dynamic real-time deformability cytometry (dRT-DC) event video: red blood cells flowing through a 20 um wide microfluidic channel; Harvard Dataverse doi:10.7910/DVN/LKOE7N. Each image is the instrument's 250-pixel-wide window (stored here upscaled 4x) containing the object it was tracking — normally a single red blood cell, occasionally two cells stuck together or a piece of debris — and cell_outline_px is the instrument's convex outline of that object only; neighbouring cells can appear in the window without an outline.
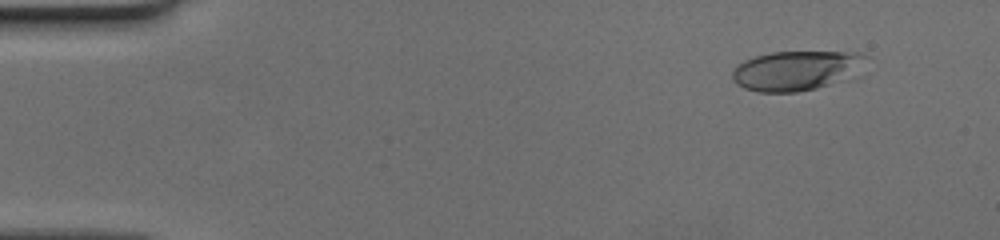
{"species": "human", "species_latin": "Homo sapiens", "temperature_condition": "cold", "stored_images_in_passage": 46, "camera_frame_rate_fps": 3000, "um_per_image_px": 0.085, "donor": {"sex": "female"}, "frame": {"image": 1, "passage_image": 1, "time_ms": 0.0, "image_size_px": [1000, 240], "cell_outline_px": [[868, 56], [828, 84], [816, 88], [796, 92], [760, 92], [744, 88], [736, 84], [732, 80], [732, 72], [744, 60], [756, 56], [772, 52], [856, 52]], "centroid_in_image_um": [67.43, 5.99], "position_along_channel_um": 17.6, "area_um2": 29.13}}
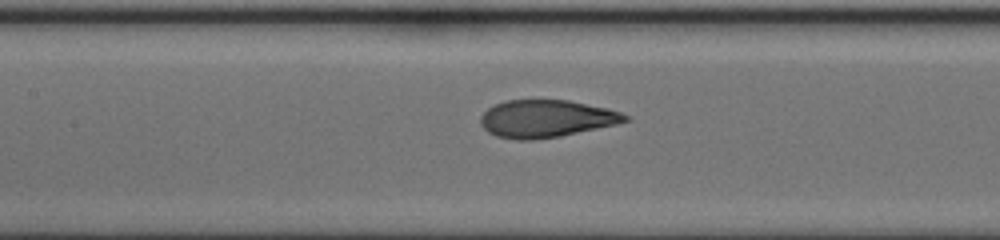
{"frame": {"image": 2, "passage_image": 20, "time_ms": 6.333, "image_size_px": [1000, 240], "cell_outline_px": [[632, 120], [616, 124], [560, 136], [532, 140], [516, 140], [496, 136], [488, 132], [480, 124], [480, 116], [488, 108], [504, 100], [568, 100], [608, 108], [620, 112], [628, 116]], "centroid_in_image_um": [46.41, 10.09], "position_along_channel_um": 161.0, "area_um2": 31.56}}
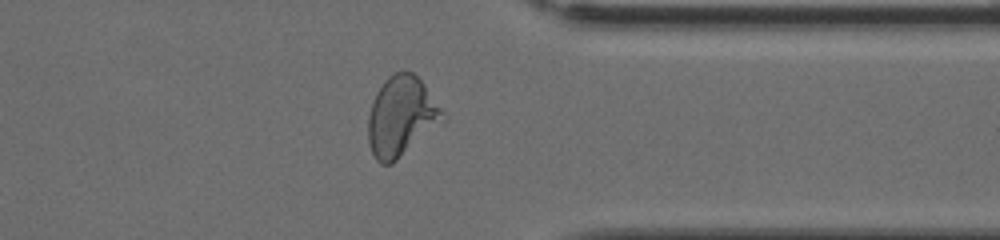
{"frame": {"image": 3, "passage_image": 36, "time_ms": 11.667, "image_size_px": [1000, 240], "cell_outline_px": [[448, 120], [392, 164], [380, 164], [376, 160], [368, 144], [368, 116], [372, 100], [376, 92], [384, 80], [388, 76], [396, 72], [412, 72], [424, 84], [444, 112]], "centroid_in_image_um": [34.13, 9.93], "position_along_channel_um": 377.3, "area_um2": 35.14}}